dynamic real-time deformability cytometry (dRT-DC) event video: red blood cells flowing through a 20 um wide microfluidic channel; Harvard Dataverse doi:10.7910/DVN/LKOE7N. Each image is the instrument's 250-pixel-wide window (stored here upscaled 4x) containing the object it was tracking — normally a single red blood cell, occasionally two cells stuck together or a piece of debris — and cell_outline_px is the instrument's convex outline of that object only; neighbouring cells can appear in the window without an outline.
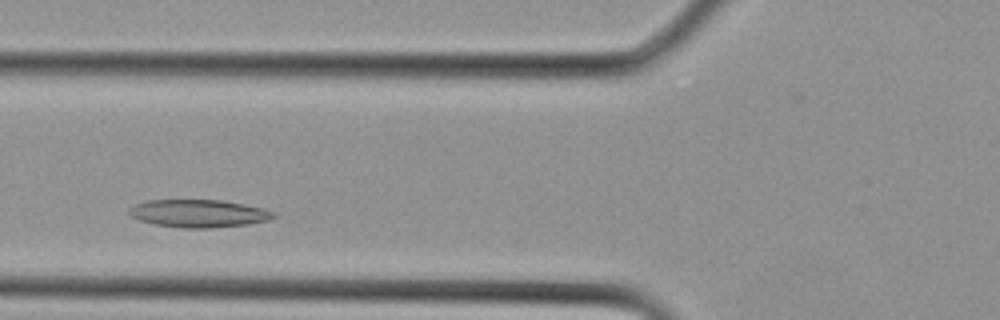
{"species": "Egyptian fruit bat (a non-hibernating species)", "species_latin": "Rousettus aegyptiacus", "temperature_condition": "cold", "stored_images_in_passage": 22, "camera_frame_rate_fps": 3000, "um_per_image_px": 0.085, "animal": {"sex": "female"}, "frame": {"image": 1, "passage_image": 4, "time_ms": 1.0, "image_size_px": [1000, 320], "cell_outline_px": [[276, 216], [268, 220], [248, 224], [208, 228], [180, 228], [156, 224], [140, 220], [132, 216], [128, 212], [128, 208], [136, 204], [148, 200], [220, 200], [244, 204], [260, 208], [272, 212]], "centroid_in_image_um": [16.85, 18.14], "position_along_channel_um": 109.0, "area_um2": 23.06}}
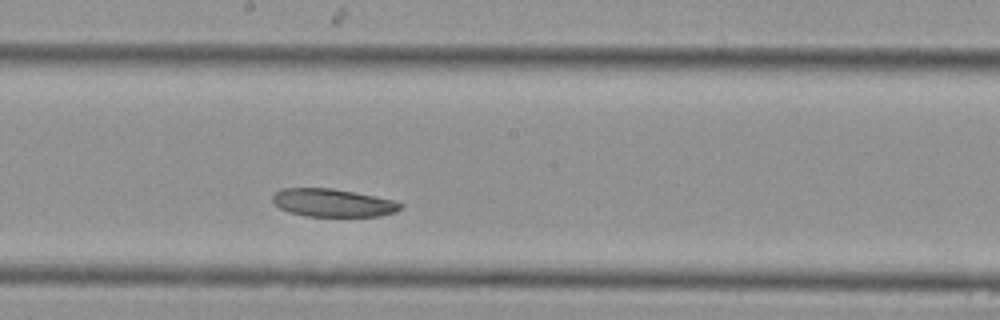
{"frame": {"image": 2, "passage_image": 9, "time_ms": 2.667, "image_size_px": [1000, 320], "cell_outline_px": [[404, 204], [396, 212], [380, 216], [304, 216], [288, 212], [280, 208], [272, 200], [272, 196], [276, 192], [284, 188], [332, 188], [396, 200]], "centroid_in_image_um": [28.31, 17.24], "position_along_channel_um": 219.9, "area_um2": 20.87}}
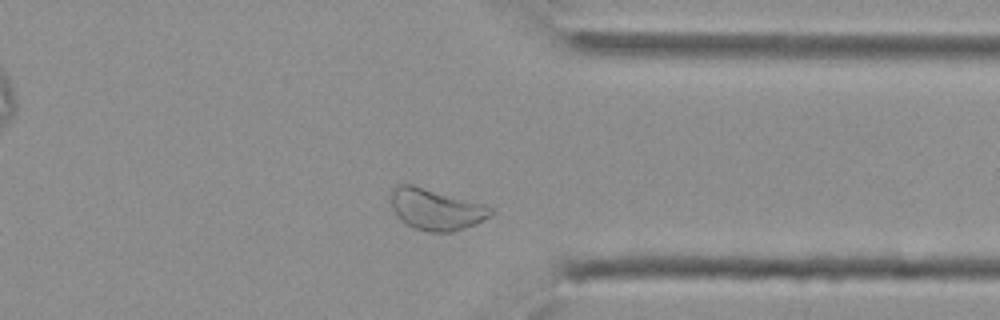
{"frame": {"image": 3, "passage_image": 16, "time_ms": 5.0, "image_size_px": [1000, 320], "cell_outline_px": [[496, 212], [476, 224], [452, 232], [428, 232], [412, 228], [400, 220], [388, 208], [388, 192], [396, 184], [412, 184], [484, 204], [496, 208]], "centroid_in_image_um": [36.97, 17.78], "position_along_channel_um": 374.4, "area_um2": 24.91}}